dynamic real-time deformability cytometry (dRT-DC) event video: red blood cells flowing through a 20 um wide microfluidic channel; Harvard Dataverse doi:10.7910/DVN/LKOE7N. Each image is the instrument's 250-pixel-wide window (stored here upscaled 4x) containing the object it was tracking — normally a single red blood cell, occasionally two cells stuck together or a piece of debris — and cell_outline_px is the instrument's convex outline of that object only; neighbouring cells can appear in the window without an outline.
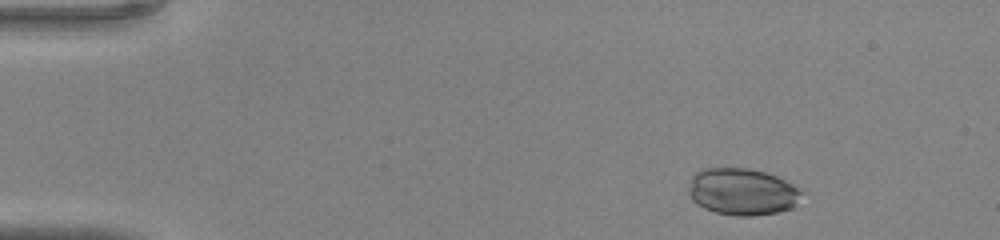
{"species": "common noctule bat (a hibernating species)", "species_latin": "Nyctalus noctula", "temperature_condition": "warm", "stored_images_in_passage": 41, "camera_frame_rate_fps": 3000, "um_per_image_px": 0.085, "animal": {"sex": "male", "body_mass_g": 20.0, "forearm_length_mm": 53.3}, "frame": {"image": 1, "passage_image": 1, "time_ms": 0.0, "image_size_px": [1000, 240], "cell_outline_px": [[804, 192], [796, 204], [792, 208], [776, 212], [752, 216], [736, 216], [716, 212], [704, 208], [696, 204], [692, 200], [688, 192], [688, 188], [692, 176], [696, 172], [704, 168], [748, 168], [768, 172], [800, 188]], "centroid_in_image_um": [63.09, 16.29], "position_along_channel_um": 21.9, "area_um2": 31.1}}
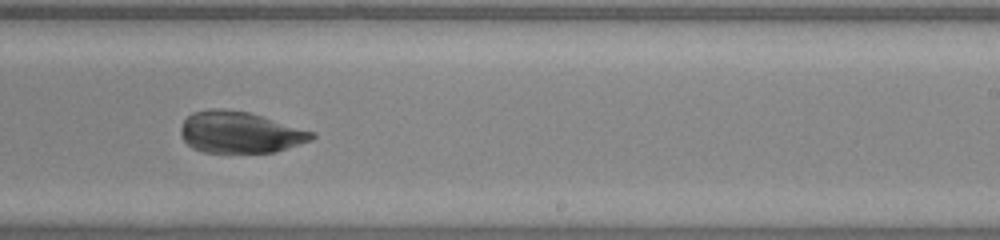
{"frame": {"image": 2, "passage_image": 24, "time_ms": 7.667, "image_size_px": [1000, 240], "cell_outline_px": [[316, 136], [312, 140], [276, 152], [204, 152], [192, 148], [180, 136], [180, 128], [184, 120], [192, 112], [208, 108], [220, 108], [248, 112], [316, 132]], "centroid_in_image_um": [20.39, 11.24], "position_along_channel_um": 268.6, "area_um2": 31.79}}
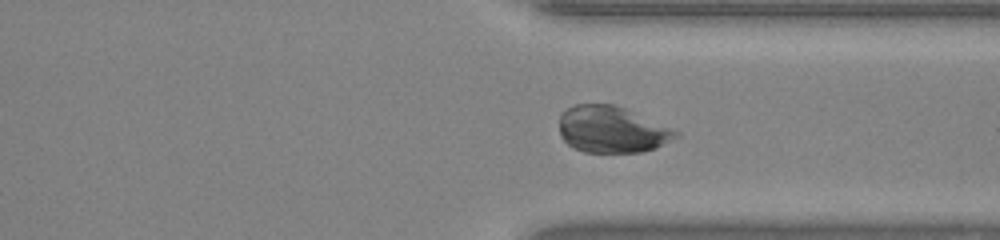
{"frame": {"image": 3, "passage_image": 30, "time_ms": 9.667, "image_size_px": [1000, 240], "cell_outline_px": [[680, 136], [656, 148], [640, 152], [584, 152], [568, 144], [560, 136], [560, 116], [568, 108], [576, 104], [612, 104], [624, 108], [672, 128], [680, 132]], "centroid_in_image_um": [52.02, 11.01], "position_along_channel_um": 359.4, "area_um2": 31.39}}